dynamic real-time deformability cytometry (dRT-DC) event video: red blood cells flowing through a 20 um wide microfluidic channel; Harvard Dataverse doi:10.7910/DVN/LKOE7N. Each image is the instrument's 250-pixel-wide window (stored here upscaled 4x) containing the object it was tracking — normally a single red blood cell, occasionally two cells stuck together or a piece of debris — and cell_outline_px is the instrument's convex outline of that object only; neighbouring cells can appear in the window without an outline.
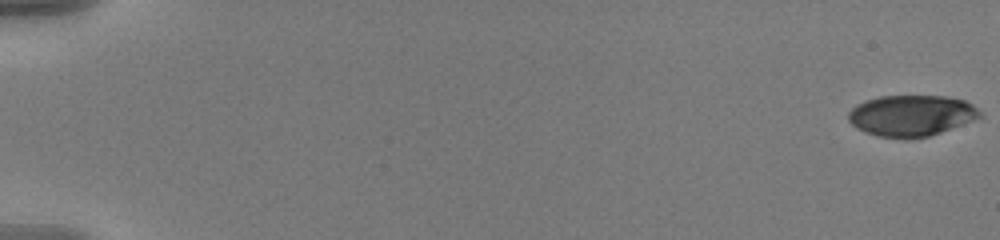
{"species": "human", "species_latin": "Homo sapiens", "temperature_condition": "warm", "stored_images_in_passage": 20, "camera_frame_rate_fps": 3000, "um_per_image_px": 0.085, "donor": {"sex": "male"}, "frame": {"image": 1, "passage_image": 1, "time_ms": 0.0, "image_size_px": [1000, 240], "cell_outline_px": [[980, 116], [972, 120], [940, 132], [928, 136], [880, 136], [856, 128], [848, 120], [848, 112], [856, 104], [880, 96], [944, 96], [964, 100], [972, 104], [980, 112]], "centroid_in_image_um": [77.43, 9.78], "position_along_channel_um": 7.6, "area_um2": 30.52}}
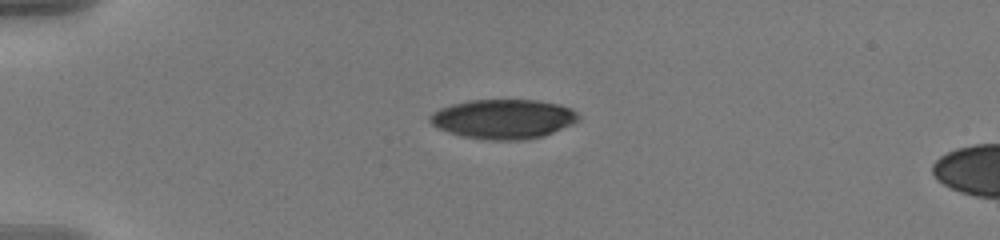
{"frame": {"image": 2, "passage_image": 16, "time_ms": 5.0, "image_size_px": [1000, 240], "cell_outline_px": [[580, 120], [572, 124], [544, 136], [524, 140], [488, 140], [460, 136], [448, 132], [432, 124], [428, 120], [428, 116], [432, 112], [440, 108], [452, 104], [468, 100], [536, 100], [560, 104], [572, 108], [580, 116]], "centroid_in_image_um": [42.79, 10.11], "position_along_channel_um": 42.2, "area_um2": 34.45}}